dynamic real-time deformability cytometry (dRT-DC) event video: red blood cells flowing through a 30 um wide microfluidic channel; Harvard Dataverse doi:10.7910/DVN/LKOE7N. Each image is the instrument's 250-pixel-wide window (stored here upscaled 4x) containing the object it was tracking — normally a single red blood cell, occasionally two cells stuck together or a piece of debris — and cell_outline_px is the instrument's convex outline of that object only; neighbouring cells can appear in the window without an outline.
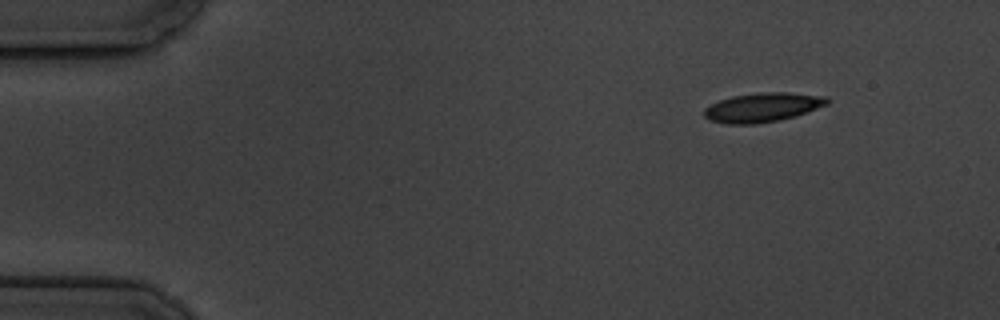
{"species": "common noctule bat (a hibernating species)", "species_latin": "Nyctalus noctula", "temperature_condition": "cold", "stored_images_in_passage": 4, "camera_frame_rate_fps": 3000, "um_per_image_px": 0.085, "animal": {"sex": "male", "body_mass_g": 19.5, "forearm_length_mm": 54.6}, "frame": {"image": 1, "passage_image": 1, "time_ms": 0.0, "image_size_px": [1000, 320], "cell_outline_px": [[828, 104], [796, 116], [756, 124], [724, 124], [708, 120], [704, 116], [704, 108], [720, 100], [732, 96], [768, 92], [788, 92], [828, 96]], "centroid_in_image_um": [64.82, 9.13], "position_along_channel_um": 20.2, "area_um2": 20.87}}
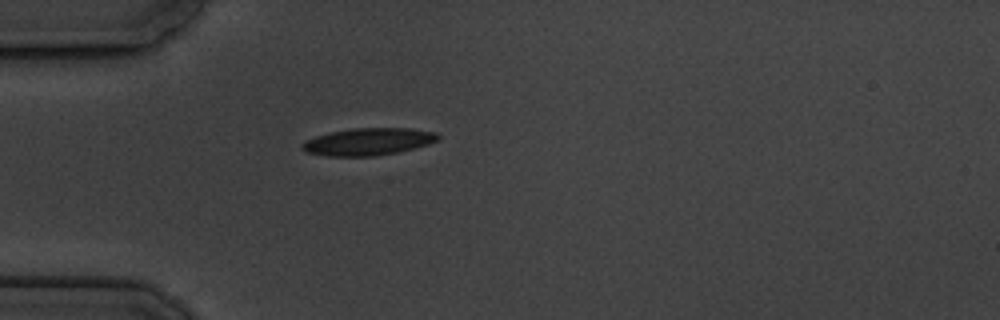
{"frame": {"image": 2, "passage_image": 4, "time_ms": 3.333, "image_size_px": [1000, 320], "cell_outline_px": [[440, 140], [428, 144], [396, 152], [376, 156], [324, 156], [304, 152], [300, 148], [300, 144], [316, 136], [332, 132], [352, 128], [408, 128], [436, 132], [440, 136]], "centroid_in_image_um": [31.28, 12.04], "position_along_channel_um": 53.7, "area_um2": 21.56}}